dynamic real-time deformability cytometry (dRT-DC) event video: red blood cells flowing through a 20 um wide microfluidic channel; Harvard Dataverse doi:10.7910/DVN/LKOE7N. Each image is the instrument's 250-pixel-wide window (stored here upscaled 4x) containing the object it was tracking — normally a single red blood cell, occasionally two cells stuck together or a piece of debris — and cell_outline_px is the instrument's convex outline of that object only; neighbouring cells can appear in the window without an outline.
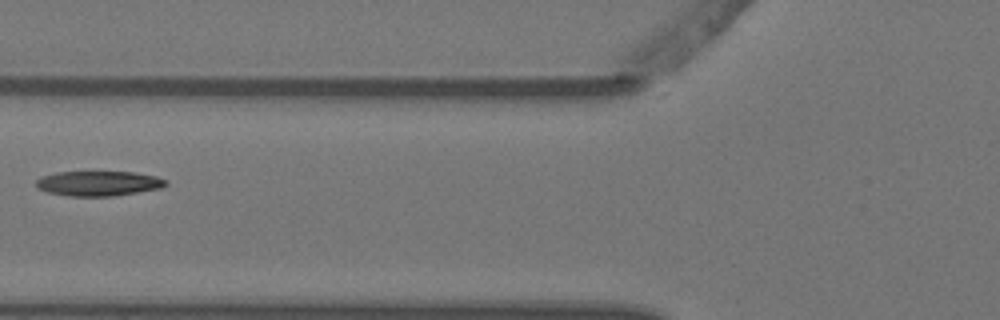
{"species": "Egyptian fruit bat (a non-hibernating species)", "species_latin": "Rousettus aegyptiacus", "temperature_condition": "warm", "stored_images_in_passage": 3, "camera_frame_rate_fps": 3000, "um_per_image_px": 0.085, "animal": {"sex": "female"}, "frame": {"image": 1, "passage_image": 2, "time_ms": 0.333, "image_size_px": [1000, 320], "cell_outline_px": [[168, 184], [164, 188], [112, 196], [68, 196], [48, 192], [40, 188], [36, 184], [36, 180], [40, 176], [56, 172], [136, 172], [156, 176], [168, 180]], "centroid_in_image_um": [8.43, 15.58], "position_along_channel_um": 117.4, "area_um2": 18.96}}
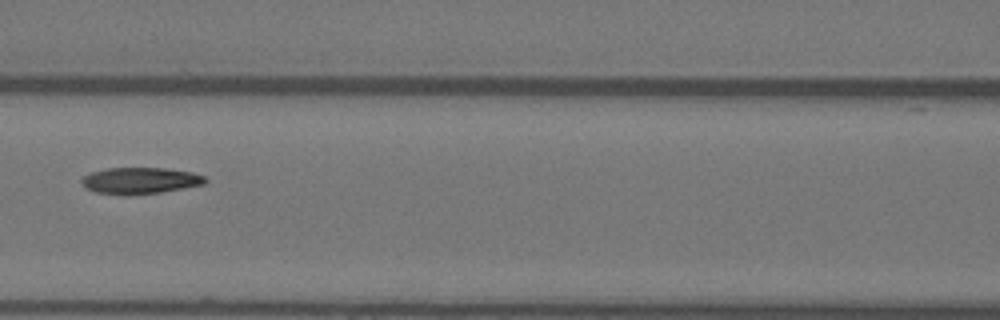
{"frame": {"image": 2, "passage_image": 3, "time_ms": 0.667, "image_size_px": [1000, 320], "cell_outline_px": [[208, 180], [204, 184], [160, 192], [128, 196], [96, 192], [84, 188], [80, 180], [88, 172], [108, 168], [164, 168], [192, 172], [204, 176]], "centroid_in_image_um": [11.86, 15.35], "position_along_channel_um": 154.7, "area_um2": 19.19}}